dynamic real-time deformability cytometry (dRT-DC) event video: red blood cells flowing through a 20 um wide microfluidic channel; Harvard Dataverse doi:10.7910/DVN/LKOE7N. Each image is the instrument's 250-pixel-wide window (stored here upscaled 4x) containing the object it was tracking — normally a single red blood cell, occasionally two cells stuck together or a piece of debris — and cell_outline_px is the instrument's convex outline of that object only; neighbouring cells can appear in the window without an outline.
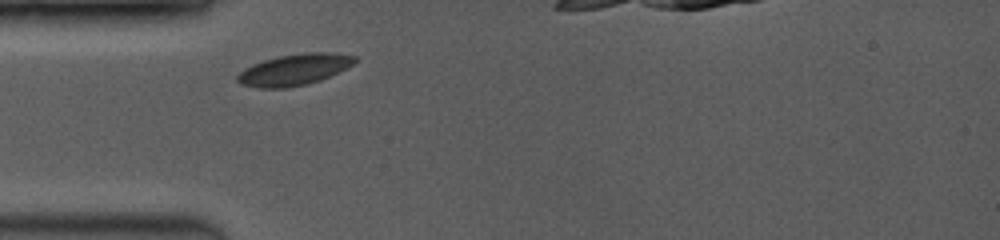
{"species": "common noctule bat (a hibernating species)", "species_latin": "Nyctalus noctula", "temperature_condition": "room temperature", "stored_images_in_passage": 7, "camera_frame_rate_fps": 3500, "um_per_image_px": 0.085, "animal": {"sex": "female", "body_mass_g": 19.0, "forearm_length_mm": 53.3}, "frame": {"image": 1, "passage_image": 1, "time_ms": 0.0, "image_size_px": [1000, 240], "cell_outline_px": [[356, 60], [352, 64], [320, 80], [304, 84], [284, 88], [260, 88], [240, 84], [236, 80], [236, 76], [244, 68], [252, 64], [276, 56], [304, 52], [332, 52], [356, 56]], "centroid_in_image_um": [24.95, 5.9], "position_along_channel_um": 60.0, "area_um2": 21.21}}
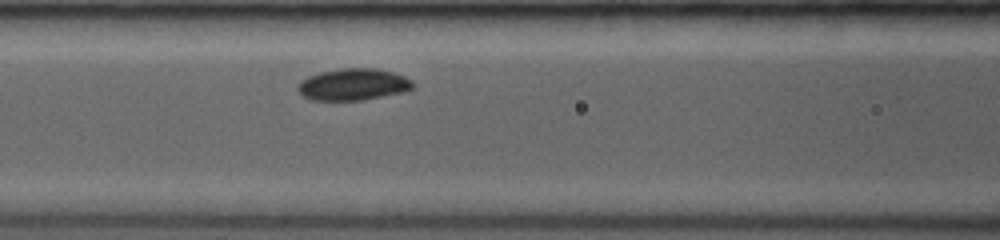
{"frame": {"image": 2, "passage_image": 5, "time_ms": 2.0, "image_size_px": [1000, 240], "cell_outline_px": [[416, 88], [404, 92], [360, 100], [312, 100], [304, 96], [296, 88], [300, 80], [308, 76], [320, 72], [344, 68], [376, 68], [392, 72], [404, 76], [412, 80]], "centroid_in_image_um": [30.04, 7.17], "position_along_channel_um": 136.6, "area_um2": 21.33}}
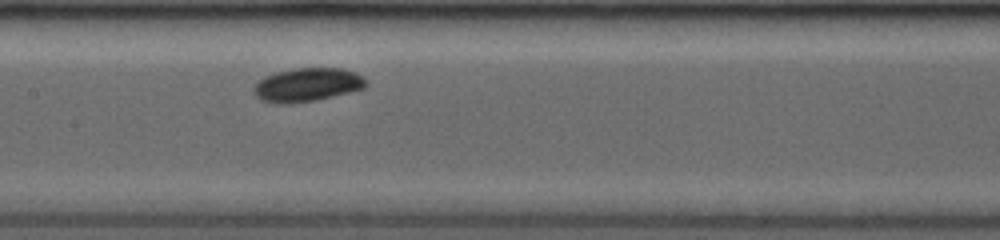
{"frame": {"image": 3, "passage_image": 7, "time_ms": 3.143, "image_size_px": [1000, 240], "cell_outline_px": [[368, 84], [364, 88], [316, 100], [288, 104], [280, 104], [260, 100], [256, 96], [252, 88], [264, 76], [276, 72], [296, 68], [340, 68], [356, 72], [364, 76]], "centroid_in_image_um": [26.12, 7.2], "position_along_channel_um": 181.3, "area_um2": 22.02}}